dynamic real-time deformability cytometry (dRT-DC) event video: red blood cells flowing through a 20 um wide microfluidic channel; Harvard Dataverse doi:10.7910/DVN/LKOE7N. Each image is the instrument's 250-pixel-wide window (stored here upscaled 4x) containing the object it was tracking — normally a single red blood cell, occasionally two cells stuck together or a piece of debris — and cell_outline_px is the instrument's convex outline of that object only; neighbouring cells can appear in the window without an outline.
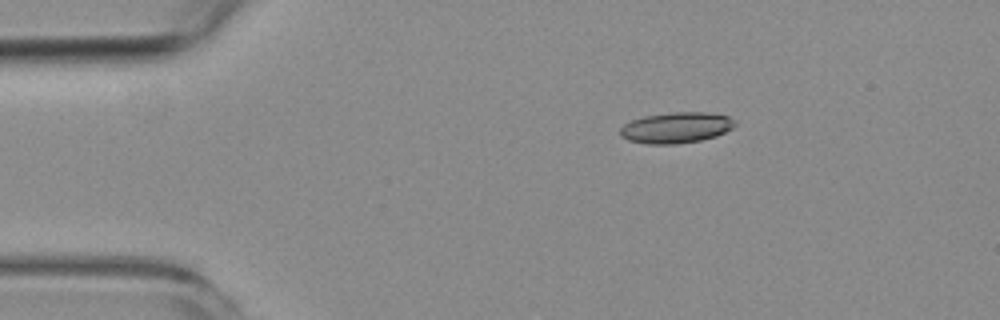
{"species": "common noctule bat (a hibernating species)", "species_latin": "Nyctalus noctula", "temperature_condition": "room temperature", "stored_images_in_passage": 8, "camera_frame_rate_fps": 3000, "um_per_image_px": 0.085, "animal": {"sex": "female", "body_mass_g": 19.3, "forearm_length_mm": 54.1}, "frame": {"image": 1, "passage_image": 2, "time_ms": 1.333, "image_size_px": [1000, 320], "cell_outline_px": [[736, 124], [732, 128], [716, 136], [700, 140], [676, 144], [648, 144], [628, 140], [620, 136], [620, 128], [624, 124], [632, 120], [644, 116], [672, 112], [704, 112], [728, 116], [736, 120]], "centroid_in_image_um": [57.47, 10.85], "position_along_channel_um": 27.5, "area_um2": 20.63}}
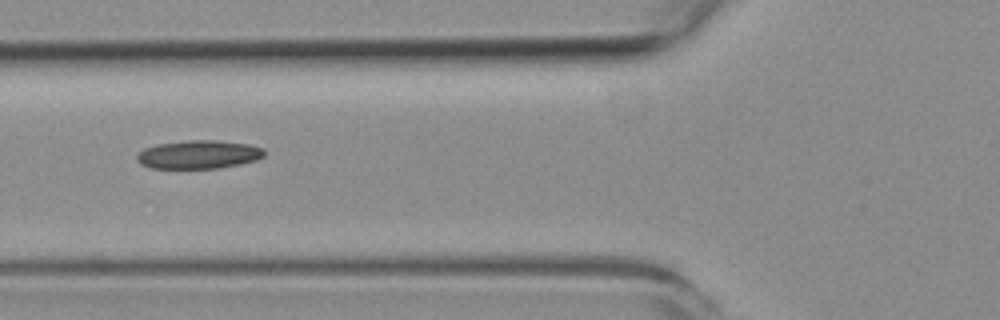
{"frame": {"image": 2, "passage_image": 5, "time_ms": 5.0, "image_size_px": [1000, 320], "cell_outline_px": [[264, 156], [256, 160], [240, 164], [220, 168], [152, 168], [140, 164], [136, 160], [136, 156], [144, 148], [156, 144], [188, 140], [216, 140], [248, 144], [264, 148]], "centroid_in_image_um": [16.88, 13.13], "position_along_channel_um": 108.9, "area_um2": 21.15}}
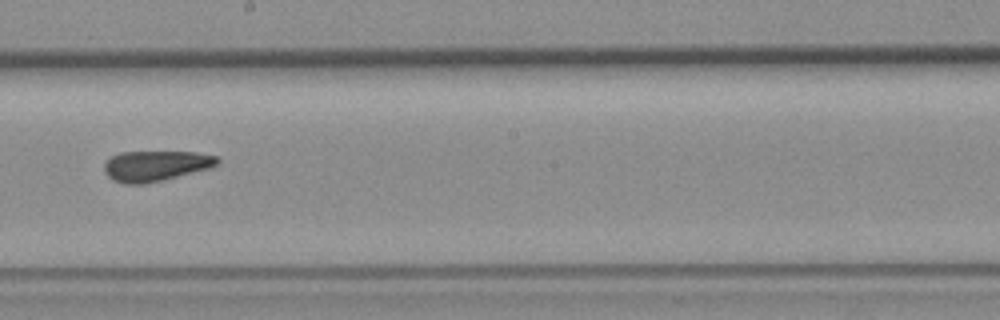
{"frame": {"image": 3, "passage_image": 8, "time_ms": 8.333, "image_size_px": [1000, 320], "cell_outline_px": [[220, 160], [216, 164], [208, 168], [164, 180], [144, 184], [124, 184], [112, 180], [104, 172], [104, 164], [112, 156], [120, 152], [196, 152], [216, 156]], "centroid_in_image_um": [13.19, 14.1], "position_along_channel_um": 235.0, "area_um2": 20.0}}